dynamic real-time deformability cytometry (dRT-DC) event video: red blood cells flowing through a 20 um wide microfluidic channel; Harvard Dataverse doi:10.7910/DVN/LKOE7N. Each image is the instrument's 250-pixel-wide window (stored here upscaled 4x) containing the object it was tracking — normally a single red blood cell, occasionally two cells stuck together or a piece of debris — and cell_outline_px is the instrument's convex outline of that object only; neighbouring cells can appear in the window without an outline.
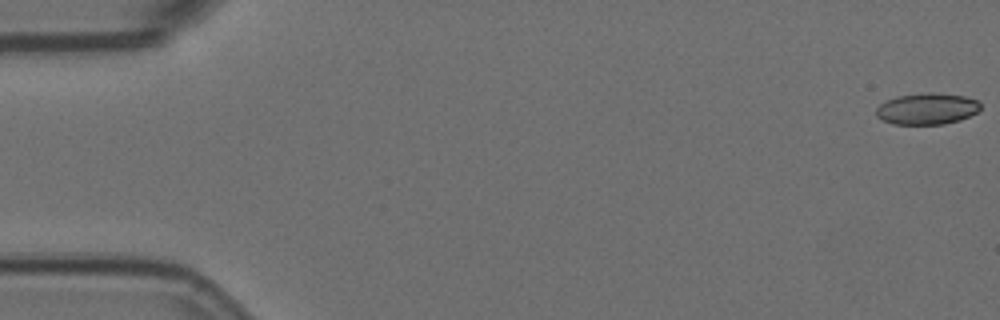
{"species": "Egyptian fruit bat (a non-hibernating species)", "species_latin": "Rousettus aegyptiacus", "temperature_condition": "room temperature", "stored_images_in_passage": 57, "camera_frame_rate_fps": 3000, "um_per_image_px": 0.085, "animal": {"sex": "female"}, "frame": {"image": 1, "passage_image": 1, "time_ms": 0.0, "image_size_px": [1000, 320], "cell_outline_px": [[980, 108], [976, 112], [960, 120], [944, 124], [892, 124], [876, 116], [876, 108], [880, 104], [896, 96], [924, 92], [932, 92], [964, 96], [980, 100]], "centroid_in_image_um": [78.8, 9.23], "position_along_channel_um": 6.2, "area_um2": 19.13}}
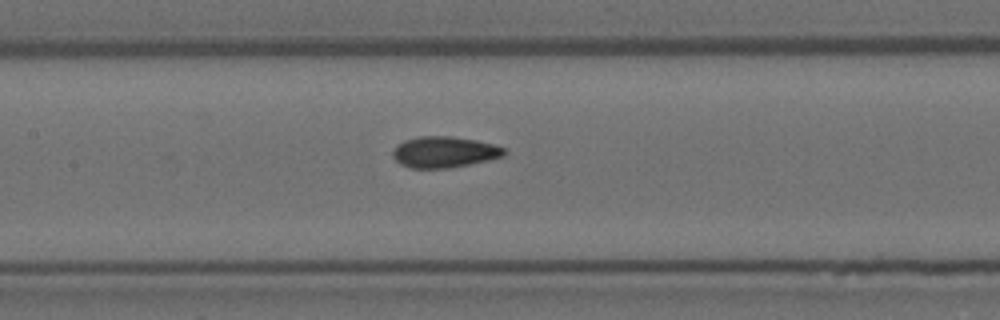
{"frame": {"image": 2, "passage_image": 27, "time_ms": 8.667, "image_size_px": [1000, 320], "cell_outline_px": [[508, 152], [504, 156], [488, 160], [448, 168], [412, 168], [400, 164], [392, 156], [392, 152], [396, 144], [404, 140], [420, 136], [452, 136], [476, 140], [492, 144], [504, 148]], "centroid_in_image_um": [37.74, 12.91], "position_along_channel_um": 169.7, "area_um2": 20.23}}
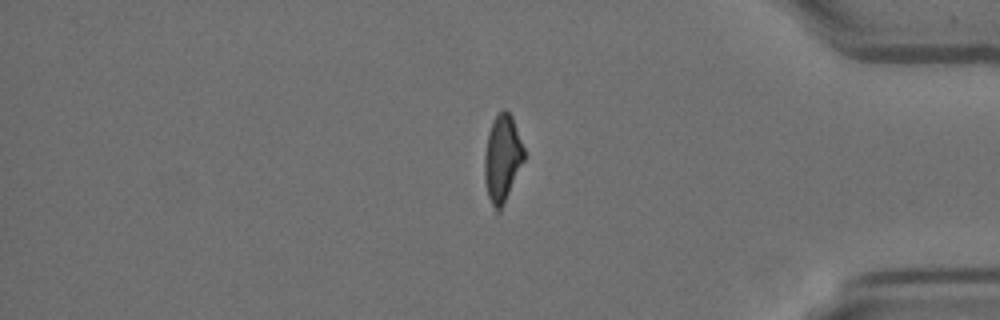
{"frame": {"image": 3, "passage_image": 48, "time_ms": 15.667, "image_size_px": [1000, 320], "cell_outline_px": [[524, 160], [504, 204], [500, 212], [496, 216], [488, 196], [484, 180], [484, 156], [488, 132], [492, 120], [504, 108], [512, 116], [524, 148]], "centroid_in_image_um": [42.68, 13.51], "position_along_channel_um": 392.5, "area_um2": 20.23}, "authors_computed_cell_mechanics": {"area_um2": 20.23, "velocity_mm_per_s": 3.5708, "shape_relaxation_time_tau1_ms": null, "shape_relaxation_time_tau2_ms": 1.6564, "deformation_change_tau1": null, "deformation_change_tau2": 0.0814}}